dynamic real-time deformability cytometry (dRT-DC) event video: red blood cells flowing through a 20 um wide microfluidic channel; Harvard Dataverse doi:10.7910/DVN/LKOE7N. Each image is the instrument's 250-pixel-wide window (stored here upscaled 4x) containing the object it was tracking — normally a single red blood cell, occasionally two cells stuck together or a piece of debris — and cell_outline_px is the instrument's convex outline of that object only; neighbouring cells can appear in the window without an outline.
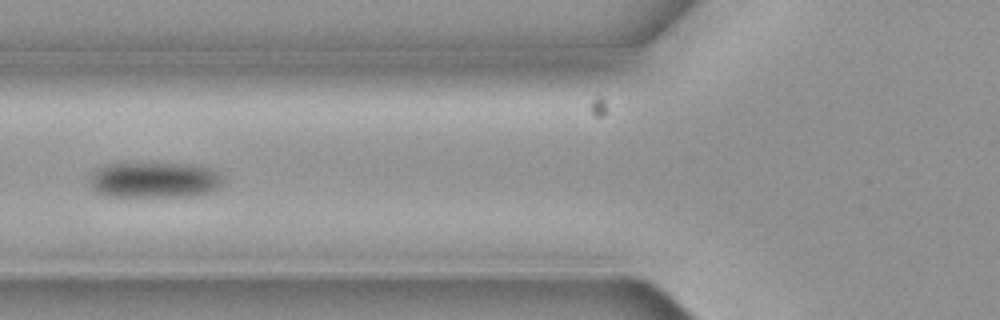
{"species": "common noctule bat (a hibernating species)", "species_latin": "Nyctalus noctula", "temperature_condition": "cold", "stored_images_in_passage": 8, "camera_frame_rate_fps": 3000, "um_per_image_px": 0.085, "animal": {"sex": "female", "body_mass_g": 19.3, "forearm_length_mm": 54.1}, "frame": {"image": 1, "passage_image": 5, "time_ms": 1.333, "image_size_px": [1000, 320], "cell_outline_px": [[220, 184], [212, 192], [192, 196], [104, 196], [96, 192], [88, 184], [88, 176], [96, 168], [104, 164], [192, 164], [212, 168], [220, 172]], "centroid_in_image_um": [13.06, 15.3], "position_along_channel_um": 112.7, "area_um2": 27.98}}
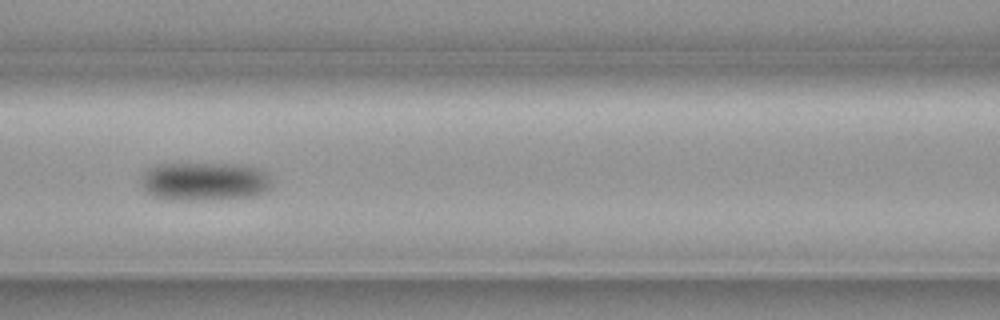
{"frame": {"image": 2, "passage_image": 6, "time_ms": 1.667, "image_size_px": [1000, 320], "cell_outline_px": [[272, 184], [264, 192], [252, 196], [200, 200], [172, 200], [152, 196], [140, 184], [148, 168], [160, 164], [244, 164], [260, 168], [268, 172]], "centroid_in_image_um": [17.42, 15.41], "position_along_channel_um": 149.2, "area_um2": 29.36}}